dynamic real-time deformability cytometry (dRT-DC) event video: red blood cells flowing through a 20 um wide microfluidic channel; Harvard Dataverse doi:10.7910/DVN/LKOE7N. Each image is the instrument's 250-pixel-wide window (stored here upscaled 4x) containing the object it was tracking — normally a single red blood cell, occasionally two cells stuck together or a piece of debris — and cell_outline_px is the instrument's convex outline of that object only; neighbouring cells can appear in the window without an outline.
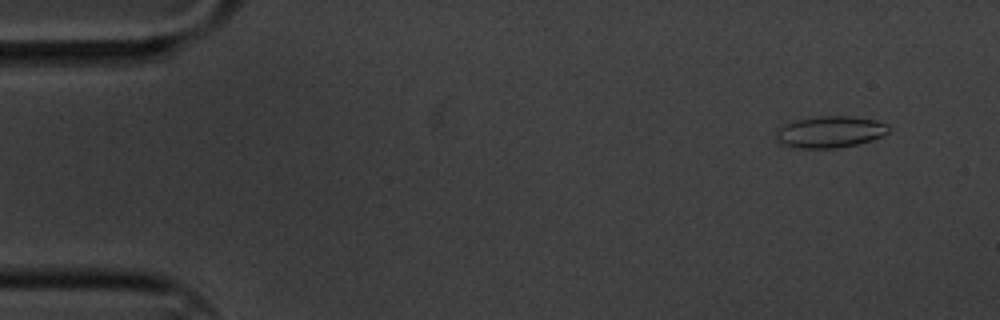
{"species": "common noctule bat (a hibernating species)", "species_latin": "Nyctalus noctula", "temperature_condition": "cold", "stored_images_in_passage": 15, "segment_of_instrument_passage": [1, 2], "camera_frame_rate_fps": 3000, "um_per_image_px": 0.085, "animal": {"sex": "male", "body_mass_g": 20.1, "forearm_length_mm": 53.5}, "frame": {"image": 1, "passage_image": 2, "time_ms": 0.333, "image_size_px": [1000, 320], "cell_outline_px": [[888, 132], [884, 136], [872, 140], [840, 148], [796, 148], [784, 144], [776, 140], [776, 132], [780, 124], [792, 120], [820, 116], [848, 116], [876, 120], [888, 124]], "centroid_in_image_um": [70.52, 11.2], "position_along_channel_um": 14.5, "area_um2": 20.98}}
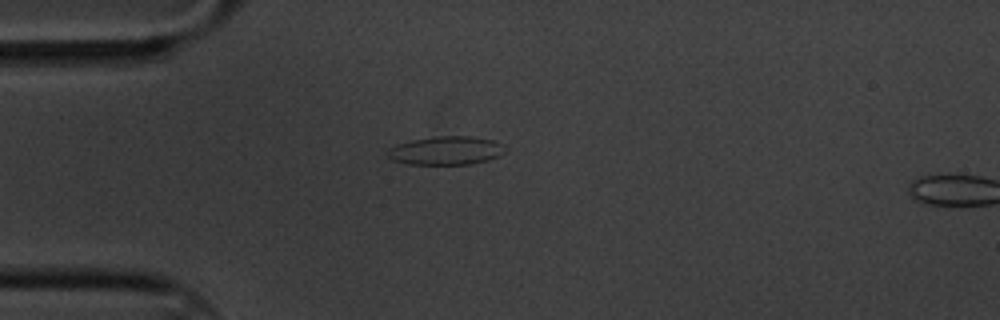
{"frame": {"image": 2, "passage_image": 13, "time_ms": 4.0, "image_size_px": [1000, 320], "cell_outline_px": [[504, 152], [500, 156], [488, 160], [468, 164], [408, 164], [392, 160], [384, 152], [388, 148], [396, 144], [412, 140], [436, 136], [472, 136], [492, 140], [500, 144]], "centroid_in_image_um": [37.84, 12.8], "position_along_channel_um": 47.2, "area_um2": 19.48}}